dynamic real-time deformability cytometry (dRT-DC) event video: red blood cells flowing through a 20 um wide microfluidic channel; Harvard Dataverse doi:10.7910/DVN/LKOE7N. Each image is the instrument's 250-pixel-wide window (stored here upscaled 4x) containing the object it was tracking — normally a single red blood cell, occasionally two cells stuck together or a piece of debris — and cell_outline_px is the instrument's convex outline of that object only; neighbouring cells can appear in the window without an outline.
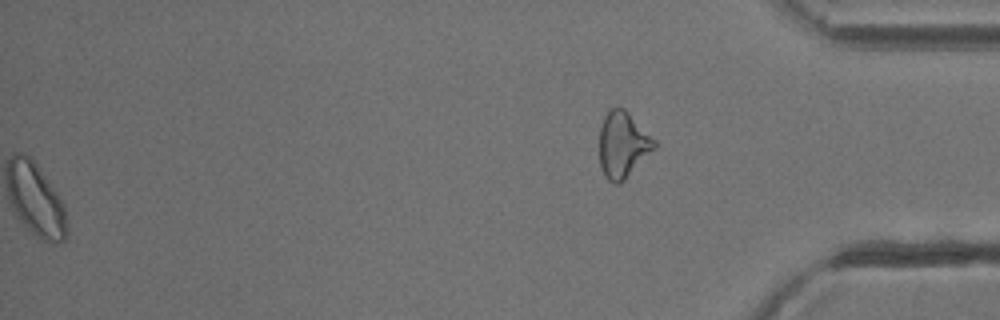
{"species": "common noctule bat (a hibernating species)", "species_latin": "Nyctalus noctula", "temperature_condition": "cold", "stored_images_in_passage": 50, "segment_of_instrument_passage": [2, 2], "camera_frame_rate_fps": 3000, "um_per_image_px": 0.085, "animal": {"sex": "male", "body_mass_g": 13.3}, "frame": {"image": 1, "passage_image": 50, "time_ms": 16.333, "image_size_px": [1000, 320], "cell_outline_px": [[656, 148], [620, 184], [616, 184], [608, 180], [604, 176], [600, 168], [600, 128], [604, 116], [608, 108], [624, 108], [656, 140]], "centroid_in_image_um": [52.94, 12.31], "position_along_channel_um": 382.3, "area_um2": 21.21}}